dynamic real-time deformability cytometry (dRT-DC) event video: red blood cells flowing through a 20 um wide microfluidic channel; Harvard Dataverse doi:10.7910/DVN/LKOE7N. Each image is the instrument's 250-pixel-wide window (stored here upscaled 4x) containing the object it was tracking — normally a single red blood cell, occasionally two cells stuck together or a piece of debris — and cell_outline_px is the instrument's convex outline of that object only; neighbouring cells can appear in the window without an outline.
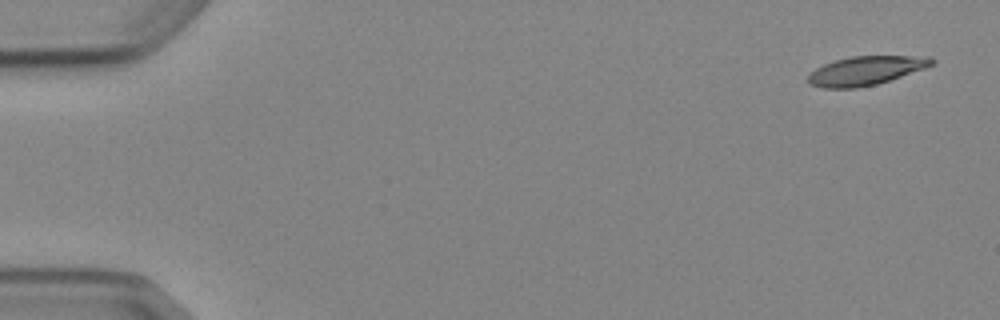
{"species": "Egyptian fruit bat (a non-hibernating species)", "species_latin": "Rousettus aegyptiacus", "temperature_condition": "cold", "stored_images_in_passage": 4, "camera_frame_rate_fps": 3000, "um_per_image_px": 0.085, "animal": {"sex": "female"}, "frame": {"image": 1, "passage_image": 1, "time_ms": 0.0, "image_size_px": [1000, 320], "cell_outline_px": [[936, 60], [932, 64], [924, 68], [876, 84], [856, 88], [824, 88], [808, 84], [808, 76], [816, 68], [824, 64], [836, 60], [852, 56], [932, 56]], "centroid_in_image_um": [73.58, 6.0], "position_along_channel_um": 11.4, "area_um2": 20.58}}
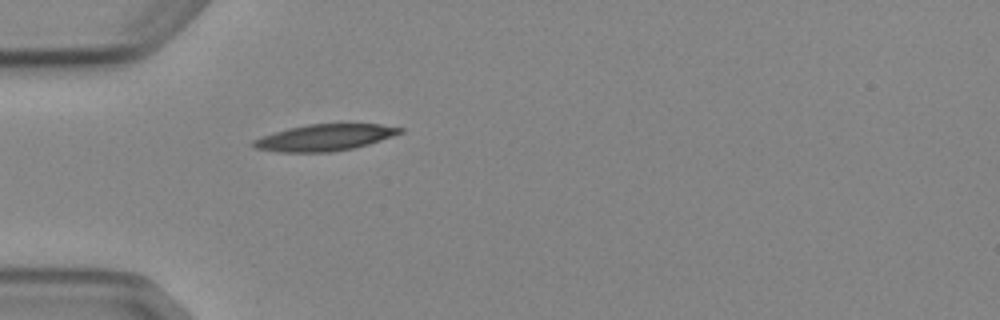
{"frame": {"image": 2, "passage_image": 4, "time_ms": 4.667, "image_size_px": [1000, 320], "cell_outline_px": [[404, 132], [368, 144], [352, 148], [332, 152], [280, 152], [256, 148], [248, 144], [252, 140], [288, 128], [308, 124], [380, 124], [404, 128]], "centroid_in_image_um": [27.59, 11.69], "position_along_channel_um": 57.4, "area_um2": 22.48}}